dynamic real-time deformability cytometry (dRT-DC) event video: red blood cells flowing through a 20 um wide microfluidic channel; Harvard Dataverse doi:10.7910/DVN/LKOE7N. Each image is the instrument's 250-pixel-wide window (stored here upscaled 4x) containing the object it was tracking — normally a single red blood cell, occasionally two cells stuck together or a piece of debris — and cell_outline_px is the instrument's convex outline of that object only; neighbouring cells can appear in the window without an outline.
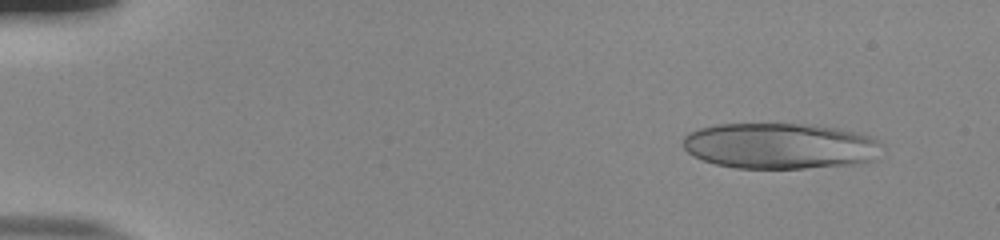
{"species": "human", "species_latin": "Homo sapiens", "temperature_condition": "room temperature", "stored_images_in_passage": 53, "camera_frame_rate_fps": 3000, "um_per_image_px": 0.085, "donor": {"sex": "male"}, "frame": {"image": 1, "passage_image": 5, "time_ms": 1.333, "image_size_px": [1000, 240], "cell_outline_px": [[884, 144], [872, 160], [852, 164], [804, 168], [736, 168], [716, 164], [692, 156], [684, 148], [684, 136], [688, 132], [700, 128], [716, 124], [816, 124], [840, 128], [872, 136]], "centroid_in_image_um": [66.31, 12.39], "position_along_channel_um": 18.7, "area_um2": 53.41}}
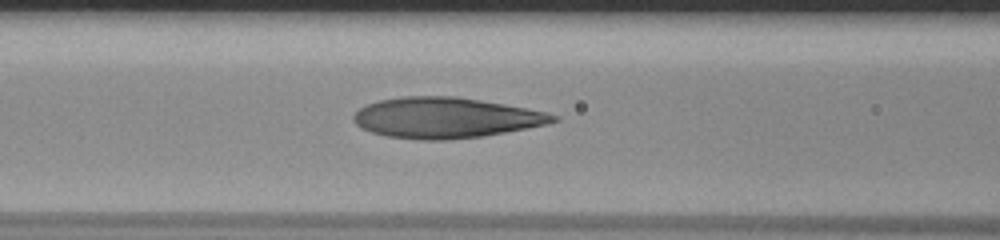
{"frame": {"image": 2, "passage_image": 23, "time_ms": 7.333, "image_size_px": [1000, 240], "cell_outline_px": [[560, 120], [548, 124], [484, 136], [444, 140], [420, 140], [384, 136], [360, 128], [352, 120], [352, 116], [360, 108], [368, 104], [380, 100], [404, 96], [456, 96], [528, 108], [548, 112], [560, 116]], "centroid_in_image_um": [37.9, 10.01], "position_along_channel_um": 128.7, "area_um2": 47.45}}
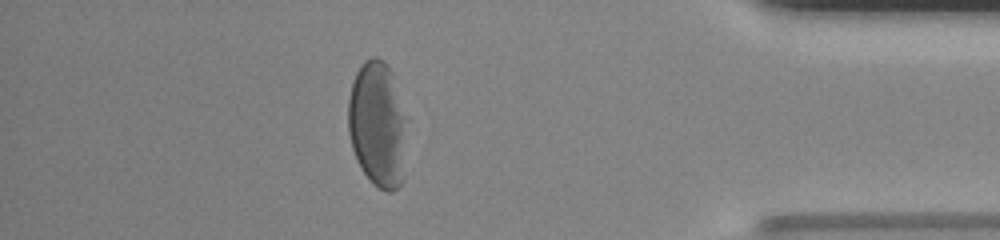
{"frame": {"image": 3, "passage_image": 47, "time_ms": 15.333, "image_size_px": [1000, 240], "cell_outline_px": [[404, 180], [392, 192], [384, 192], [372, 184], [360, 168], [356, 160], [352, 148], [348, 132], [348, 100], [352, 84], [356, 72], [360, 64], [364, 60], [372, 56], [376, 56], [384, 60], [388, 64], [392, 72], [404, 116]], "centroid_in_image_um": [32.06, 10.59], "position_along_channel_um": 403.1, "area_um2": 43.12}, "authors_computed_cell_mechanics": {"area_um2": 47.4538, "velocity_mm_per_s": 3.8238, "shape_relaxation_time_tau1_ms": 6.4228, "shape_relaxation_time_tau2_ms": 1.6436, "deformation_change_tau1": 0.2301, "deformation_change_tau2": 0.0991}}